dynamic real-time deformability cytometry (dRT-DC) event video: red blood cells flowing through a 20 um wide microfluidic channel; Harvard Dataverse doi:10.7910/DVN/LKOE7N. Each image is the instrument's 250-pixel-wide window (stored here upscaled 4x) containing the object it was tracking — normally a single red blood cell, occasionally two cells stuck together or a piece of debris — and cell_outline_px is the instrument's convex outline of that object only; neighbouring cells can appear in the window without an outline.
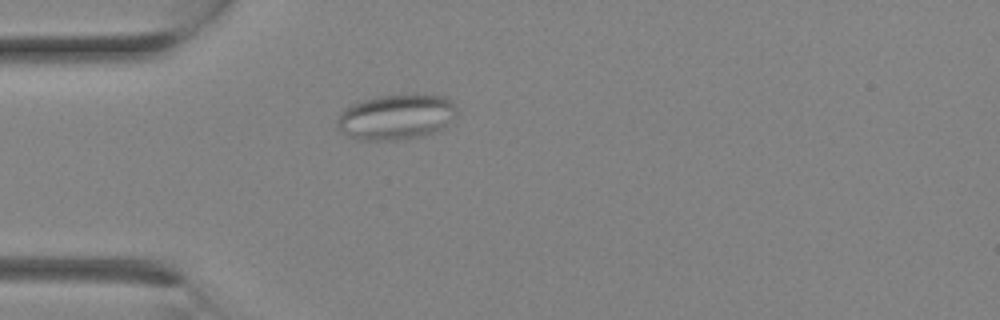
{"species": "Egyptian fruit bat (a non-hibernating species)", "species_latin": "Rousettus aegyptiacus", "temperature_condition": "room temperature", "stored_images_in_passage": 12, "camera_frame_rate_fps": 3000, "um_per_image_px": 0.085, "animal": {"sex": "female"}, "frame": {"image": 1, "passage_image": 1, "time_ms": 0.0, "image_size_px": [1000, 320], "cell_outline_px": [[456, 112], [436, 132], [424, 136], [396, 140], [356, 140], [340, 132], [336, 124], [336, 120], [340, 112], [344, 108], [352, 104], [364, 100], [380, 96], [444, 96], [456, 108]], "centroid_in_image_um": [33.56, 9.98], "position_along_channel_um": 51.4, "area_um2": 30.98}}
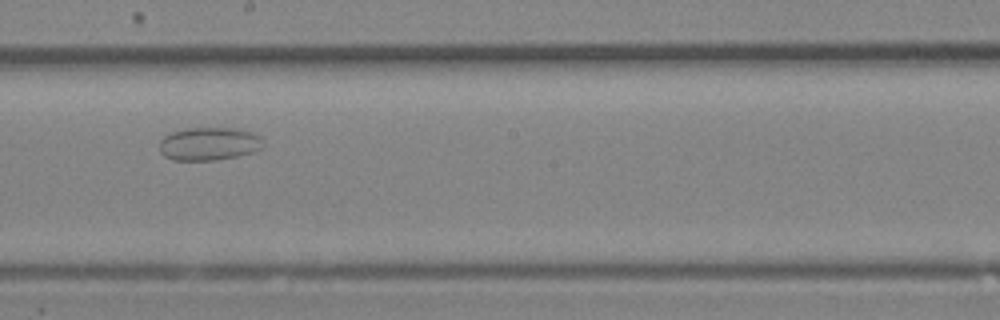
{"frame": {"image": 2, "passage_image": 9, "time_ms": 2.667, "image_size_px": [1000, 320], "cell_outline_px": [[260, 148], [252, 152], [236, 156], [216, 160], [172, 160], [164, 156], [160, 152], [160, 140], [164, 136], [172, 132], [184, 128], [240, 128], [252, 132], [260, 136]], "centroid_in_image_um": [17.72, 12.21], "position_along_channel_um": 230.5, "area_um2": 19.94}}
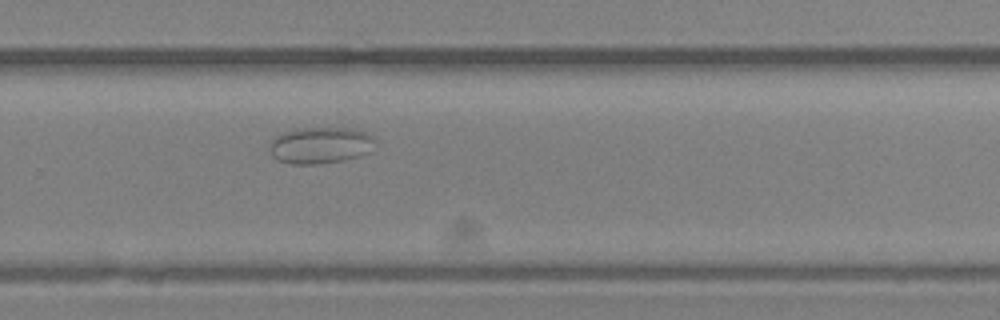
{"frame": {"image": 3, "passage_image": 12, "time_ms": 3.667, "image_size_px": [1000, 320], "cell_outline_px": [[376, 140], [368, 152], [360, 156], [344, 160], [320, 164], [292, 164], [276, 160], [272, 156], [268, 148], [268, 144], [276, 136], [284, 132], [296, 128], [352, 128], [368, 132], [376, 136]], "centroid_in_image_um": [27.23, 12.34], "position_along_channel_um": 302.6, "area_um2": 22.89}}